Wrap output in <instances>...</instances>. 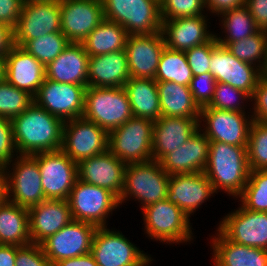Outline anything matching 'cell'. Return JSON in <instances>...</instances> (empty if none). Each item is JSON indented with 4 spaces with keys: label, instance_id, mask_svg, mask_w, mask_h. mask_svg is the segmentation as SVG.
I'll return each instance as SVG.
<instances>
[{
    "label": "cell",
    "instance_id": "17",
    "mask_svg": "<svg viewBox=\"0 0 267 266\" xmlns=\"http://www.w3.org/2000/svg\"><path fill=\"white\" fill-rule=\"evenodd\" d=\"M61 32L70 43H82L104 20L102 0H60Z\"/></svg>",
    "mask_w": 267,
    "mask_h": 266
},
{
    "label": "cell",
    "instance_id": "35",
    "mask_svg": "<svg viewBox=\"0 0 267 266\" xmlns=\"http://www.w3.org/2000/svg\"><path fill=\"white\" fill-rule=\"evenodd\" d=\"M193 74L185 52L164 48L157 67L156 82H174L189 86Z\"/></svg>",
    "mask_w": 267,
    "mask_h": 266
},
{
    "label": "cell",
    "instance_id": "34",
    "mask_svg": "<svg viewBox=\"0 0 267 266\" xmlns=\"http://www.w3.org/2000/svg\"><path fill=\"white\" fill-rule=\"evenodd\" d=\"M127 38L128 33L120 24L104 19L82 44L92 57L125 50Z\"/></svg>",
    "mask_w": 267,
    "mask_h": 266
},
{
    "label": "cell",
    "instance_id": "14",
    "mask_svg": "<svg viewBox=\"0 0 267 266\" xmlns=\"http://www.w3.org/2000/svg\"><path fill=\"white\" fill-rule=\"evenodd\" d=\"M15 161L13 172L6 170L7 200L26 208L46 200L38 167V153L19 155Z\"/></svg>",
    "mask_w": 267,
    "mask_h": 266
},
{
    "label": "cell",
    "instance_id": "37",
    "mask_svg": "<svg viewBox=\"0 0 267 266\" xmlns=\"http://www.w3.org/2000/svg\"><path fill=\"white\" fill-rule=\"evenodd\" d=\"M224 47L238 60L253 65L257 61L260 62L257 68L259 67V69L265 73L267 65V31L259 30L250 37L232 43H226Z\"/></svg>",
    "mask_w": 267,
    "mask_h": 266
},
{
    "label": "cell",
    "instance_id": "41",
    "mask_svg": "<svg viewBox=\"0 0 267 266\" xmlns=\"http://www.w3.org/2000/svg\"><path fill=\"white\" fill-rule=\"evenodd\" d=\"M247 156L250 171L267 170V124L252 122L249 128Z\"/></svg>",
    "mask_w": 267,
    "mask_h": 266
},
{
    "label": "cell",
    "instance_id": "51",
    "mask_svg": "<svg viewBox=\"0 0 267 266\" xmlns=\"http://www.w3.org/2000/svg\"><path fill=\"white\" fill-rule=\"evenodd\" d=\"M204 3L205 8H208L212 13L219 15L227 10L244 6L246 0H204Z\"/></svg>",
    "mask_w": 267,
    "mask_h": 266
},
{
    "label": "cell",
    "instance_id": "22",
    "mask_svg": "<svg viewBox=\"0 0 267 266\" xmlns=\"http://www.w3.org/2000/svg\"><path fill=\"white\" fill-rule=\"evenodd\" d=\"M215 191L204 172L169 176L167 200L188 217Z\"/></svg>",
    "mask_w": 267,
    "mask_h": 266
},
{
    "label": "cell",
    "instance_id": "28",
    "mask_svg": "<svg viewBox=\"0 0 267 266\" xmlns=\"http://www.w3.org/2000/svg\"><path fill=\"white\" fill-rule=\"evenodd\" d=\"M89 55L82 43H69L46 67V78L54 82L88 85Z\"/></svg>",
    "mask_w": 267,
    "mask_h": 266
},
{
    "label": "cell",
    "instance_id": "56",
    "mask_svg": "<svg viewBox=\"0 0 267 266\" xmlns=\"http://www.w3.org/2000/svg\"><path fill=\"white\" fill-rule=\"evenodd\" d=\"M6 80V61L5 57L0 56V83Z\"/></svg>",
    "mask_w": 267,
    "mask_h": 266
},
{
    "label": "cell",
    "instance_id": "12",
    "mask_svg": "<svg viewBox=\"0 0 267 266\" xmlns=\"http://www.w3.org/2000/svg\"><path fill=\"white\" fill-rule=\"evenodd\" d=\"M87 87L45 78L34 96V103L63 121L76 119L83 116Z\"/></svg>",
    "mask_w": 267,
    "mask_h": 266
},
{
    "label": "cell",
    "instance_id": "27",
    "mask_svg": "<svg viewBox=\"0 0 267 266\" xmlns=\"http://www.w3.org/2000/svg\"><path fill=\"white\" fill-rule=\"evenodd\" d=\"M200 130L201 128L180 148L168 153L159 161L169 175L204 172L208 162L210 140L204 133L201 134Z\"/></svg>",
    "mask_w": 267,
    "mask_h": 266
},
{
    "label": "cell",
    "instance_id": "49",
    "mask_svg": "<svg viewBox=\"0 0 267 266\" xmlns=\"http://www.w3.org/2000/svg\"><path fill=\"white\" fill-rule=\"evenodd\" d=\"M23 0H0V23L14 29L23 8Z\"/></svg>",
    "mask_w": 267,
    "mask_h": 266
},
{
    "label": "cell",
    "instance_id": "5",
    "mask_svg": "<svg viewBox=\"0 0 267 266\" xmlns=\"http://www.w3.org/2000/svg\"><path fill=\"white\" fill-rule=\"evenodd\" d=\"M104 19L120 24L128 35L161 31L159 0H102Z\"/></svg>",
    "mask_w": 267,
    "mask_h": 266
},
{
    "label": "cell",
    "instance_id": "1",
    "mask_svg": "<svg viewBox=\"0 0 267 266\" xmlns=\"http://www.w3.org/2000/svg\"><path fill=\"white\" fill-rule=\"evenodd\" d=\"M11 122L15 147L20 155L61 150L64 121L35 103Z\"/></svg>",
    "mask_w": 267,
    "mask_h": 266
},
{
    "label": "cell",
    "instance_id": "47",
    "mask_svg": "<svg viewBox=\"0 0 267 266\" xmlns=\"http://www.w3.org/2000/svg\"><path fill=\"white\" fill-rule=\"evenodd\" d=\"M13 150L17 153L12 122L10 119L0 117V166L7 168L6 170H9L8 166L13 161L12 158L15 155Z\"/></svg>",
    "mask_w": 267,
    "mask_h": 266
},
{
    "label": "cell",
    "instance_id": "43",
    "mask_svg": "<svg viewBox=\"0 0 267 266\" xmlns=\"http://www.w3.org/2000/svg\"><path fill=\"white\" fill-rule=\"evenodd\" d=\"M204 8V0H160L162 20L198 16Z\"/></svg>",
    "mask_w": 267,
    "mask_h": 266
},
{
    "label": "cell",
    "instance_id": "25",
    "mask_svg": "<svg viewBox=\"0 0 267 266\" xmlns=\"http://www.w3.org/2000/svg\"><path fill=\"white\" fill-rule=\"evenodd\" d=\"M31 243L41 244L73 219L67 200L46 199L28 208Z\"/></svg>",
    "mask_w": 267,
    "mask_h": 266
},
{
    "label": "cell",
    "instance_id": "55",
    "mask_svg": "<svg viewBox=\"0 0 267 266\" xmlns=\"http://www.w3.org/2000/svg\"><path fill=\"white\" fill-rule=\"evenodd\" d=\"M7 200L6 168L0 166V206Z\"/></svg>",
    "mask_w": 267,
    "mask_h": 266
},
{
    "label": "cell",
    "instance_id": "7",
    "mask_svg": "<svg viewBox=\"0 0 267 266\" xmlns=\"http://www.w3.org/2000/svg\"><path fill=\"white\" fill-rule=\"evenodd\" d=\"M72 219L106 227L108 214L117 208L119 198L111 191L77 179L67 199Z\"/></svg>",
    "mask_w": 267,
    "mask_h": 266
},
{
    "label": "cell",
    "instance_id": "38",
    "mask_svg": "<svg viewBox=\"0 0 267 266\" xmlns=\"http://www.w3.org/2000/svg\"><path fill=\"white\" fill-rule=\"evenodd\" d=\"M69 43L62 32H55L29 40L22 48L46 67L64 51Z\"/></svg>",
    "mask_w": 267,
    "mask_h": 266
},
{
    "label": "cell",
    "instance_id": "8",
    "mask_svg": "<svg viewBox=\"0 0 267 266\" xmlns=\"http://www.w3.org/2000/svg\"><path fill=\"white\" fill-rule=\"evenodd\" d=\"M146 233L151 239L169 244L192 239L189 217L167 199L143 208Z\"/></svg>",
    "mask_w": 267,
    "mask_h": 266
},
{
    "label": "cell",
    "instance_id": "4",
    "mask_svg": "<svg viewBox=\"0 0 267 266\" xmlns=\"http://www.w3.org/2000/svg\"><path fill=\"white\" fill-rule=\"evenodd\" d=\"M153 127V120L133 116L109 132L108 150L126 164L151 161Z\"/></svg>",
    "mask_w": 267,
    "mask_h": 266
},
{
    "label": "cell",
    "instance_id": "57",
    "mask_svg": "<svg viewBox=\"0 0 267 266\" xmlns=\"http://www.w3.org/2000/svg\"><path fill=\"white\" fill-rule=\"evenodd\" d=\"M33 1H53V0H23V2H33Z\"/></svg>",
    "mask_w": 267,
    "mask_h": 266
},
{
    "label": "cell",
    "instance_id": "21",
    "mask_svg": "<svg viewBox=\"0 0 267 266\" xmlns=\"http://www.w3.org/2000/svg\"><path fill=\"white\" fill-rule=\"evenodd\" d=\"M165 47L161 31L152 34L128 35L125 51L130 77L155 79Z\"/></svg>",
    "mask_w": 267,
    "mask_h": 266
},
{
    "label": "cell",
    "instance_id": "50",
    "mask_svg": "<svg viewBox=\"0 0 267 266\" xmlns=\"http://www.w3.org/2000/svg\"><path fill=\"white\" fill-rule=\"evenodd\" d=\"M245 5L258 29L267 31V0H246Z\"/></svg>",
    "mask_w": 267,
    "mask_h": 266
},
{
    "label": "cell",
    "instance_id": "48",
    "mask_svg": "<svg viewBox=\"0 0 267 266\" xmlns=\"http://www.w3.org/2000/svg\"><path fill=\"white\" fill-rule=\"evenodd\" d=\"M250 99L255 100L253 121L267 124V75L258 80Z\"/></svg>",
    "mask_w": 267,
    "mask_h": 266
},
{
    "label": "cell",
    "instance_id": "18",
    "mask_svg": "<svg viewBox=\"0 0 267 266\" xmlns=\"http://www.w3.org/2000/svg\"><path fill=\"white\" fill-rule=\"evenodd\" d=\"M252 65L238 60L226 47L217 44L211 52L209 73L217 82L229 84L251 96L258 80L264 75Z\"/></svg>",
    "mask_w": 267,
    "mask_h": 266
},
{
    "label": "cell",
    "instance_id": "33",
    "mask_svg": "<svg viewBox=\"0 0 267 266\" xmlns=\"http://www.w3.org/2000/svg\"><path fill=\"white\" fill-rule=\"evenodd\" d=\"M161 116L199 118L201 108L194 101L189 86L157 82Z\"/></svg>",
    "mask_w": 267,
    "mask_h": 266
},
{
    "label": "cell",
    "instance_id": "36",
    "mask_svg": "<svg viewBox=\"0 0 267 266\" xmlns=\"http://www.w3.org/2000/svg\"><path fill=\"white\" fill-rule=\"evenodd\" d=\"M220 15H222V24L228 35H225L224 39L215 35L221 46L250 37L259 31L246 5L227 10Z\"/></svg>",
    "mask_w": 267,
    "mask_h": 266
},
{
    "label": "cell",
    "instance_id": "53",
    "mask_svg": "<svg viewBox=\"0 0 267 266\" xmlns=\"http://www.w3.org/2000/svg\"><path fill=\"white\" fill-rule=\"evenodd\" d=\"M53 266H98L91 253L56 262Z\"/></svg>",
    "mask_w": 267,
    "mask_h": 266
},
{
    "label": "cell",
    "instance_id": "52",
    "mask_svg": "<svg viewBox=\"0 0 267 266\" xmlns=\"http://www.w3.org/2000/svg\"><path fill=\"white\" fill-rule=\"evenodd\" d=\"M13 46V29L4 23H0V56L5 57Z\"/></svg>",
    "mask_w": 267,
    "mask_h": 266
},
{
    "label": "cell",
    "instance_id": "39",
    "mask_svg": "<svg viewBox=\"0 0 267 266\" xmlns=\"http://www.w3.org/2000/svg\"><path fill=\"white\" fill-rule=\"evenodd\" d=\"M239 198L245 209L267 212V170L250 171L249 179Z\"/></svg>",
    "mask_w": 267,
    "mask_h": 266
},
{
    "label": "cell",
    "instance_id": "46",
    "mask_svg": "<svg viewBox=\"0 0 267 266\" xmlns=\"http://www.w3.org/2000/svg\"><path fill=\"white\" fill-rule=\"evenodd\" d=\"M15 266H53L45 256L41 244L16 246Z\"/></svg>",
    "mask_w": 267,
    "mask_h": 266
},
{
    "label": "cell",
    "instance_id": "23",
    "mask_svg": "<svg viewBox=\"0 0 267 266\" xmlns=\"http://www.w3.org/2000/svg\"><path fill=\"white\" fill-rule=\"evenodd\" d=\"M199 118L161 116L154 121L152 160L160 161L165 155L180 148L200 129Z\"/></svg>",
    "mask_w": 267,
    "mask_h": 266
},
{
    "label": "cell",
    "instance_id": "10",
    "mask_svg": "<svg viewBox=\"0 0 267 266\" xmlns=\"http://www.w3.org/2000/svg\"><path fill=\"white\" fill-rule=\"evenodd\" d=\"M108 141L109 133L83 116L64 121L61 149L75 163L104 153Z\"/></svg>",
    "mask_w": 267,
    "mask_h": 266
},
{
    "label": "cell",
    "instance_id": "42",
    "mask_svg": "<svg viewBox=\"0 0 267 266\" xmlns=\"http://www.w3.org/2000/svg\"><path fill=\"white\" fill-rule=\"evenodd\" d=\"M242 98L247 100V98L250 99L251 96L229 84L217 82L212 100L207 106L202 108H216L219 110L245 112L242 110L243 108L240 104L243 103ZM237 99H241V102L237 101Z\"/></svg>",
    "mask_w": 267,
    "mask_h": 266
},
{
    "label": "cell",
    "instance_id": "54",
    "mask_svg": "<svg viewBox=\"0 0 267 266\" xmlns=\"http://www.w3.org/2000/svg\"><path fill=\"white\" fill-rule=\"evenodd\" d=\"M16 245L0 244V266H15Z\"/></svg>",
    "mask_w": 267,
    "mask_h": 266
},
{
    "label": "cell",
    "instance_id": "20",
    "mask_svg": "<svg viewBox=\"0 0 267 266\" xmlns=\"http://www.w3.org/2000/svg\"><path fill=\"white\" fill-rule=\"evenodd\" d=\"M127 164L109 150L77 163L78 179L105 188L120 198Z\"/></svg>",
    "mask_w": 267,
    "mask_h": 266
},
{
    "label": "cell",
    "instance_id": "16",
    "mask_svg": "<svg viewBox=\"0 0 267 266\" xmlns=\"http://www.w3.org/2000/svg\"><path fill=\"white\" fill-rule=\"evenodd\" d=\"M207 122L203 132L210 142H222L247 147L249 128L253 119L245 112L201 108L199 120Z\"/></svg>",
    "mask_w": 267,
    "mask_h": 266
},
{
    "label": "cell",
    "instance_id": "44",
    "mask_svg": "<svg viewBox=\"0 0 267 266\" xmlns=\"http://www.w3.org/2000/svg\"><path fill=\"white\" fill-rule=\"evenodd\" d=\"M217 44L214 36L210 41L185 51L193 76L209 72L211 52Z\"/></svg>",
    "mask_w": 267,
    "mask_h": 266
},
{
    "label": "cell",
    "instance_id": "11",
    "mask_svg": "<svg viewBox=\"0 0 267 266\" xmlns=\"http://www.w3.org/2000/svg\"><path fill=\"white\" fill-rule=\"evenodd\" d=\"M91 254L98 266H147L152 260L119 231L98 227Z\"/></svg>",
    "mask_w": 267,
    "mask_h": 266
},
{
    "label": "cell",
    "instance_id": "32",
    "mask_svg": "<svg viewBox=\"0 0 267 266\" xmlns=\"http://www.w3.org/2000/svg\"><path fill=\"white\" fill-rule=\"evenodd\" d=\"M0 244H31L28 208L8 200L0 206Z\"/></svg>",
    "mask_w": 267,
    "mask_h": 266
},
{
    "label": "cell",
    "instance_id": "40",
    "mask_svg": "<svg viewBox=\"0 0 267 266\" xmlns=\"http://www.w3.org/2000/svg\"><path fill=\"white\" fill-rule=\"evenodd\" d=\"M34 103V96L6 80L0 83V117L12 120Z\"/></svg>",
    "mask_w": 267,
    "mask_h": 266
},
{
    "label": "cell",
    "instance_id": "6",
    "mask_svg": "<svg viewBox=\"0 0 267 266\" xmlns=\"http://www.w3.org/2000/svg\"><path fill=\"white\" fill-rule=\"evenodd\" d=\"M169 176L158 161L127 164L119 204L127 200L125 198L128 196H133L143 204V209L159 200L167 199Z\"/></svg>",
    "mask_w": 267,
    "mask_h": 266
},
{
    "label": "cell",
    "instance_id": "19",
    "mask_svg": "<svg viewBox=\"0 0 267 266\" xmlns=\"http://www.w3.org/2000/svg\"><path fill=\"white\" fill-rule=\"evenodd\" d=\"M218 229L234 243L267 250V212H255L241 206L227 214Z\"/></svg>",
    "mask_w": 267,
    "mask_h": 266
},
{
    "label": "cell",
    "instance_id": "31",
    "mask_svg": "<svg viewBox=\"0 0 267 266\" xmlns=\"http://www.w3.org/2000/svg\"><path fill=\"white\" fill-rule=\"evenodd\" d=\"M134 117L158 120L161 117L157 82L154 79L130 77L123 86Z\"/></svg>",
    "mask_w": 267,
    "mask_h": 266
},
{
    "label": "cell",
    "instance_id": "26",
    "mask_svg": "<svg viewBox=\"0 0 267 266\" xmlns=\"http://www.w3.org/2000/svg\"><path fill=\"white\" fill-rule=\"evenodd\" d=\"M5 61L6 81L35 96L46 78L45 66L17 45L6 54Z\"/></svg>",
    "mask_w": 267,
    "mask_h": 266
},
{
    "label": "cell",
    "instance_id": "29",
    "mask_svg": "<svg viewBox=\"0 0 267 266\" xmlns=\"http://www.w3.org/2000/svg\"><path fill=\"white\" fill-rule=\"evenodd\" d=\"M129 78L125 50L89 57L88 86L123 87Z\"/></svg>",
    "mask_w": 267,
    "mask_h": 266
},
{
    "label": "cell",
    "instance_id": "15",
    "mask_svg": "<svg viewBox=\"0 0 267 266\" xmlns=\"http://www.w3.org/2000/svg\"><path fill=\"white\" fill-rule=\"evenodd\" d=\"M97 228L88 222L72 220L41 243L45 256L54 265L64 259L91 253Z\"/></svg>",
    "mask_w": 267,
    "mask_h": 266
},
{
    "label": "cell",
    "instance_id": "3",
    "mask_svg": "<svg viewBox=\"0 0 267 266\" xmlns=\"http://www.w3.org/2000/svg\"><path fill=\"white\" fill-rule=\"evenodd\" d=\"M83 117L108 133L133 117L123 87H91L85 90Z\"/></svg>",
    "mask_w": 267,
    "mask_h": 266
},
{
    "label": "cell",
    "instance_id": "30",
    "mask_svg": "<svg viewBox=\"0 0 267 266\" xmlns=\"http://www.w3.org/2000/svg\"><path fill=\"white\" fill-rule=\"evenodd\" d=\"M217 231L212 240L214 266H267V250L234 243Z\"/></svg>",
    "mask_w": 267,
    "mask_h": 266
},
{
    "label": "cell",
    "instance_id": "2",
    "mask_svg": "<svg viewBox=\"0 0 267 266\" xmlns=\"http://www.w3.org/2000/svg\"><path fill=\"white\" fill-rule=\"evenodd\" d=\"M204 173L215 193L223 189L229 195L238 197L249 179L247 147L210 142Z\"/></svg>",
    "mask_w": 267,
    "mask_h": 266
},
{
    "label": "cell",
    "instance_id": "24",
    "mask_svg": "<svg viewBox=\"0 0 267 266\" xmlns=\"http://www.w3.org/2000/svg\"><path fill=\"white\" fill-rule=\"evenodd\" d=\"M206 16L162 20L161 33L165 46L172 50L187 51L210 41L215 34L207 31Z\"/></svg>",
    "mask_w": 267,
    "mask_h": 266
},
{
    "label": "cell",
    "instance_id": "58",
    "mask_svg": "<svg viewBox=\"0 0 267 266\" xmlns=\"http://www.w3.org/2000/svg\"><path fill=\"white\" fill-rule=\"evenodd\" d=\"M264 75H267V65H266V69H265V73H264Z\"/></svg>",
    "mask_w": 267,
    "mask_h": 266
},
{
    "label": "cell",
    "instance_id": "13",
    "mask_svg": "<svg viewBox=\"0 0 267 266\" xmlns=\"http://www.w3.org/2000/svg\"><path fill=\"white\" fill-rule=\"evenodd\" d=\"M38 167L45 199L67 200L78 179L77 163L61 149L38 153Z\"/></svg>",
    "mask_w": 267,
    "mask_h": 266
},
{
    "label": "cell",
    "instance_id": "45",
    "mask_svg": "<svg viewBox=\"0 0 267 266\" xmlns=\"http://www.w3.org/2000/svg\"><path fill=\"white\" fill-rule=\"evenodd\" d=\"M216 83V79L209 72L193 76L189 89L194 101L200 108L207 106L212 100Z\"/></svg>",
    "mask_w": 267,
    "mask_h": 266
},
{
    "label": "cell",
    "instance_id": "9",
    "mask_svg": "<svg viewBox=\"0 0 267 266\" xmlns=\"http://www.w3.org/2000/svg\"><path fill=\"white\" fill-rule=\"evenodd\" d=\"M61 32L60 0L24 2L16 27L14 45L23 47L29 40Z\"/></svg>",
    "mask_w": 267,
    "mask_h": 266
}]
</instances>
